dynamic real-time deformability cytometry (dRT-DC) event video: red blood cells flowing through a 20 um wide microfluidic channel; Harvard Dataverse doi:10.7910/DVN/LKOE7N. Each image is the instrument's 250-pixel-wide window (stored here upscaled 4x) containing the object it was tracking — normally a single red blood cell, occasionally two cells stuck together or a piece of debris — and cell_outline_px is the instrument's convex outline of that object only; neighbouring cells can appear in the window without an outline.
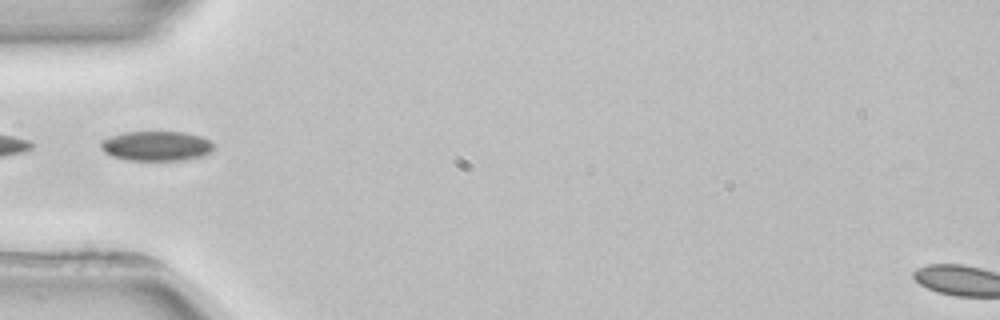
{"species": "common noctule bat (a hibernating species)", "species_latin": "Nyctalus noctula", "temperature_condition": "room temperature", "stored_images_in_passage": 4, "camera_frame_rate_fps": 3000, "um_per_image_px": 0.085, "animal": {"sex": "female", "body_mass_g": 22.7, "forearm_length_mm": 54.2}, "frame": {"image": 1, "passage_image": 4, "time_ms": 5.667, "image_size_px": [1000, 320], "cell_outline_px": [[212, 148], [208, 152], [200, 156], [184, 160], [128, 160], [112, 156], [104, 152], [100, 148], [100, 140], [124, 132], [184, 132], [200, 136], [208, 140], [212, 144]], "centroid_in_image_um": [13.22, 12.4], "position_along_channel_um": 71.8, "area_um2": 19.36}}